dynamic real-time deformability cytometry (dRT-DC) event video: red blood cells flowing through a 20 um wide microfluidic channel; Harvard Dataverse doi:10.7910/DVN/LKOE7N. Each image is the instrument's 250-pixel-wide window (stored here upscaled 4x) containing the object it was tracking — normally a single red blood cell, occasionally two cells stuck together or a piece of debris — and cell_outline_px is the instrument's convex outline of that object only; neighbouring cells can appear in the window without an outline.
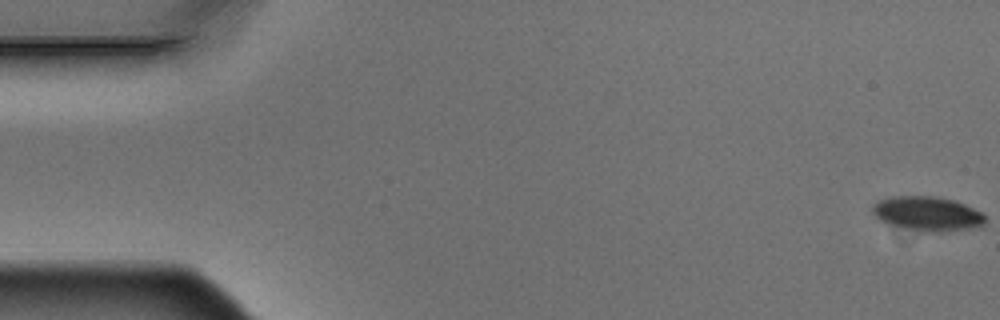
{"species": "Egyptian fruit bat (a non-hibernating species)", "species_latin": "Rousettus aegyptiacus", "temperature_condition": "warm", "stored_images_in_passage": 6, "camera_frame_rate_fps": 3000, "um_per_image_px": 0.085, "animal": {"sex": "male"}, "frame": {"image": 1, "passage_image": 1, "time_ms": 0.0, "image_size_px": [1000, 320], "cell_outline_px": [[984, 224], [980, 228], [940, 232], [920, 232], [888, 224], [880, 220], [872, 212], [872, 208], [880, 200], [892, 196], [936, 196], [956, 200], [984, 212]], "centroid_in_image_um": [78.9, 18.18], "position_along_channel_um": 6.1, "area_um2": 23.0}}
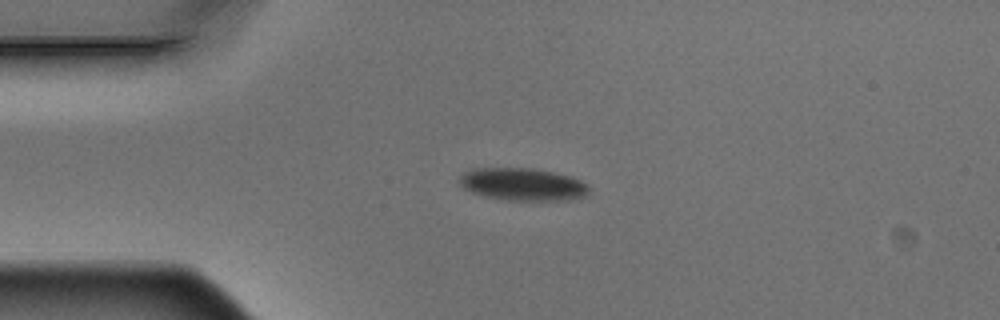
{"frame": {"image": 2, "passage_image": 4, "time_ms": 1.0, "image_size_px": [1000, 320], "cell_outline_px": [[588, 196], [568, 200], [508, 200], [484, 196], [472, 192], [464, 188], [460, 184], [460, 176], [464, 172], [472, 168], [532, 168], [572, 176], [588, 184]], "centroid_in_image_um": [44.45, 15.66], "position_along_channel_um": 40.5, "area_um2": 24.62}}
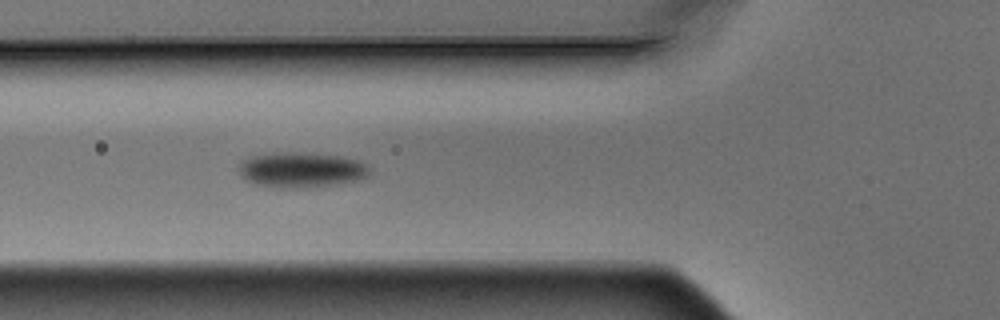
{"frame": {"image": 3, "passage_image": 6, "time_ms": 1.667, "image_size_px": [1000, 320], "cell_outline_px": [[372, 168], [368, 176], [356, 180], [336, 184], [296, 188], [252, 184], [244, 180], [240, 176], [236, 168], [240, 160], [248, 156], [272, 152], [296, 152], [340, 156], [356, 160]], "centroid_in_image_um": [25.51, 14.42], "position_along_channel_um": 100.3, "area_um2": 27.11}}